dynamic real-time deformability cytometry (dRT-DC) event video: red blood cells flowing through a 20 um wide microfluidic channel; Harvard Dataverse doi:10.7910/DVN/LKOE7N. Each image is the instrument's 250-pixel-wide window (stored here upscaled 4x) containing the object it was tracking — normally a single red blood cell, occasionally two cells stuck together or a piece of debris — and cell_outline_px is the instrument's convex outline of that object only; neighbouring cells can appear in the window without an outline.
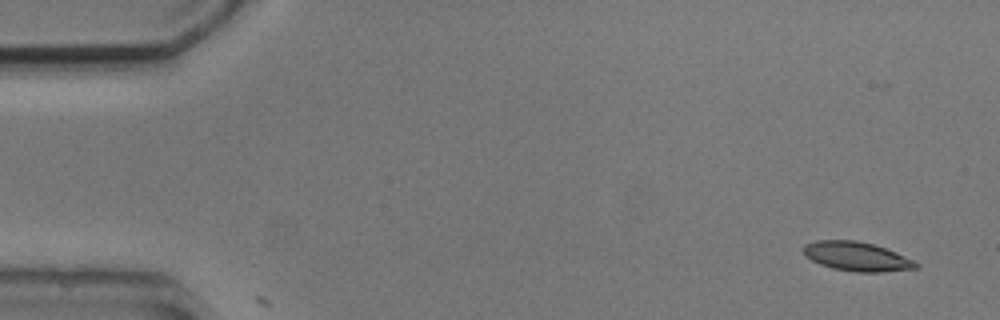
{"species": "common noctule bat (a hibernating species)", "species_latin": "Nyctalus noctula", "temperature_condition": "cold", "stored_images_in_passage": 5, "camera_frame_rate_fps": 3000, "um_per_image_px": 0.085, "animal": {"sex": "male", "body_mass_g": 20.5, "forearm_length_mm": 52.5}, "frame": {"image": 1, "passage_image": 2, "time_ms": 1.0, "image_size_px": [1000, 320], "cell_outline_px": [[920, 264], [916, 268], [880, 272], [856, 272], [832, 268], [820, 264], [804, 256], [804, 244], [816, 240], [856, 240], [872, 244], [896, 252], [916, 260]], "centroid_in_image_um": [72.83, 21.8], "position_along_channel_um": 12.2, "area_um2": 19.13}}
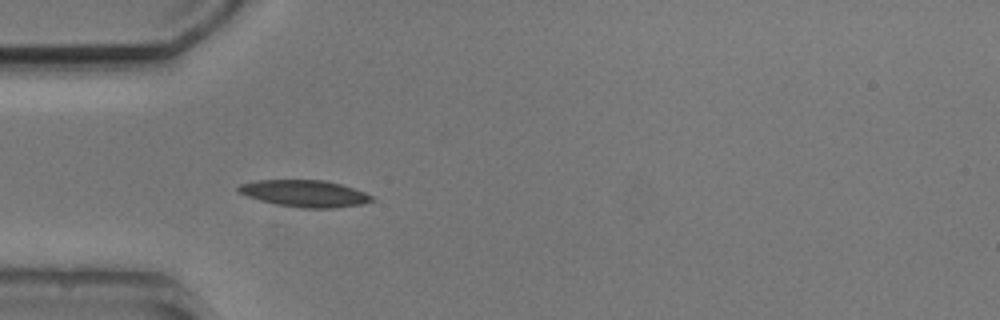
{"frame": {"image": 2, "passage_image": 5, "time_ms": 5.333, "image_size_px": [1000, 320], "cell_outline_px": [[376, 200], [364, 204], [336, 208], [300, 208], [276, 204], [260, 200], [236, 192], [236, 188], [240, 184], [256, 180], [324, 180], [340, 184], [364, 192], [372, 196]], "centroid_in_image_um": [25.89, 16.45], "position_along_channel_um": 59.1, "area_um2": 20.92}}